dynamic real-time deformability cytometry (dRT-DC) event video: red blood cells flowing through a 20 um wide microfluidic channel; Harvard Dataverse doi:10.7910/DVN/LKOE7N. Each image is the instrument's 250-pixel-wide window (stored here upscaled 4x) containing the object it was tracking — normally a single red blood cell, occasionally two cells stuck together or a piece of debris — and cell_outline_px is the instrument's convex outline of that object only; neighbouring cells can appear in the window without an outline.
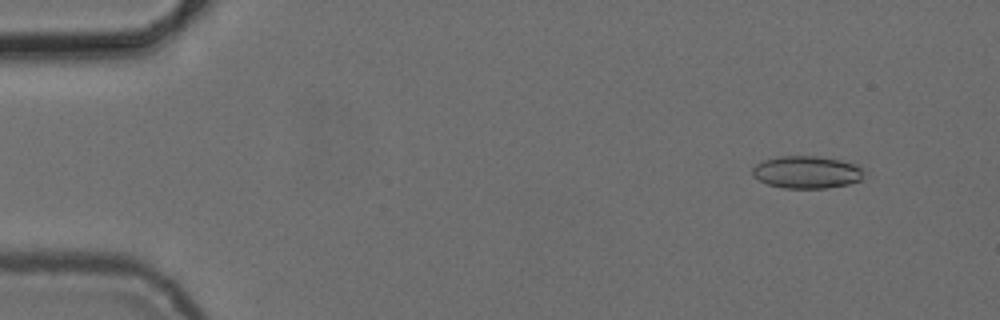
{"species": "common noctule bat (a hibernating species)", "species_latin": "Nyctalus noctula", "temperature_condition": "cold", "stored_images_in_passage": 5, "camera_frame_rate_fps": 3000, "um_per_image_px": 0.085, "animal": {"sex": "female", "body_mass_g": 24.6, "forearm_length_mm": 56.2}, "frame": {"image": 1, "passage_image": 2, "time_ms": 1.333, "image_size_px": [1000, 320], "cell_outline_px": [[868, 172], [860, 180], [848, 184], [828, 188], [784, 188], [768, 184], [752, 176], [752, 168], [756, 164], [764, 160], [780, 156], [816, 156], [840, 160], [860, 164]], "centroid_in_image_um": [68.64, 14.63], "position_along_channel_um": 16.4, "area_um2": 21.39}}